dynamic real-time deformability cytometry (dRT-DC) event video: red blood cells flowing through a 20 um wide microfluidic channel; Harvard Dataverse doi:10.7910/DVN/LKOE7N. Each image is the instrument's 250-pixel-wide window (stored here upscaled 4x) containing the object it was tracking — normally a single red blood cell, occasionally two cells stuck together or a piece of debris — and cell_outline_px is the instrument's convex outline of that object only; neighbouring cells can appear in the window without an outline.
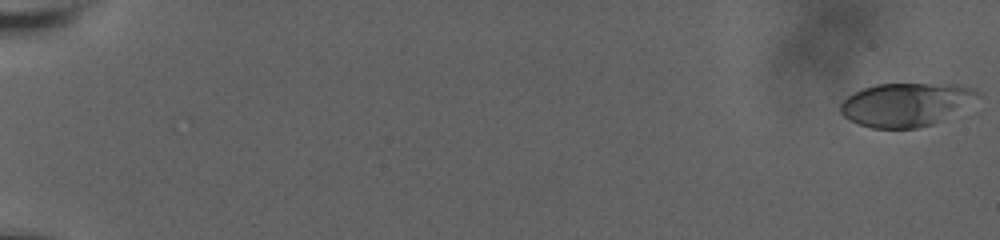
{"species": "human", "species_latin": "Homo sapiens", "temperature_condition": "room temperature", "stored_images_in_passage": 16, "camera_frame_rate_fps": 3000, "um_per_image_px": 0.085, "donor": {"sex": "male"}, "frame": {"image": 1, "passage_image": 1, "time_ms": 0.0, "image_size_px": [1000, 240], "cell_outline_px": [[984, 96], [940, 120], [932, 124], [916, 128], [872, 128], [848, 120], [840, 112], [840, 104], [848, 96], [864, 88], [876, 84], [960, 84], [976, 88]], "centroid_in_image_um": [77.05, 8.87], "position_along_channel_um": 8.0, "area_um2": 34.74}}
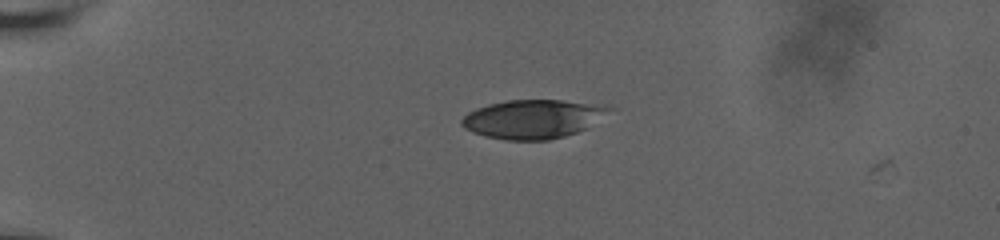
{"frame": {"image": 2, "passage_image": 14, "time_ms": 5.333, "image_size_px": [1000, 240], "cell_outline_px": [[616, 108], [588, 128], [564, 136], [548, 140], [508, 140], [484, 136], [472, 132], [464, 128], [460, 124], [460, 120], [468, 112], [476, 108], [488, 104], [508, 100], [564, 100], [612, 104]], "centroid_in_image_um": [45.38, 10.09], "position_along_channel_um": 39.6, "area_um2": 33.99}}